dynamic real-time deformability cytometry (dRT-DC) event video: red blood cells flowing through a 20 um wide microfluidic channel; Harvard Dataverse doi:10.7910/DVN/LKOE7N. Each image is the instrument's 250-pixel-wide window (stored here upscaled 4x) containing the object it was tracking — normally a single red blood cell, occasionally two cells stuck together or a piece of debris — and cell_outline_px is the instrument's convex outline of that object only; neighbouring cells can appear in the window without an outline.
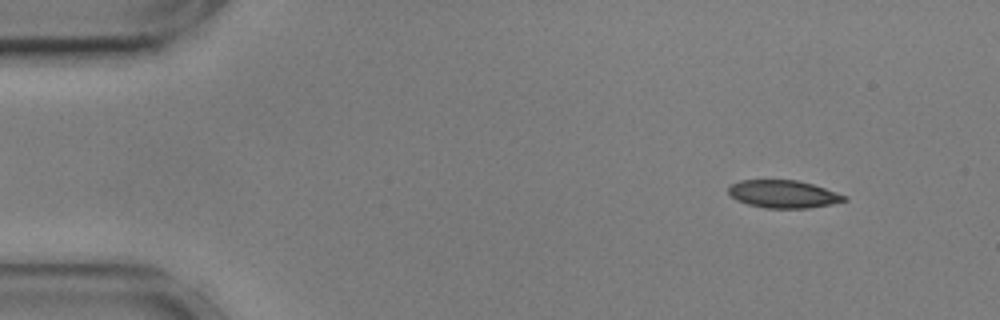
{"species": "common noctule bat (a hibernating species)", "species_latin": "Nyctalus noctula", "temperature_condition": "cold", "stored_images_in_passage": 55, "camera_frame_rate_fps": 3000, "um_per_image_px": 0.085, "animal": {"sex": "male", "body_mass_g": 17.9, "forearm_length_mm": 54.2}, "frame": {"image": 1, "passage_image": 5, "time_ms": 1.333, "image_size_px": [1000, 320], "cell_outline_px": [[848, 200], [832, 204], [808, 208], [764, 208], [748, 204], [736, 200], [728, 192], [728, 188], [732, 184], [740, 180], [796, 180], [812, 184], [848, 196]], "centroid_in_image_um": [66.6, 16.5], "position_along_channel_um": 18.4, "area_um2": 18.67}}
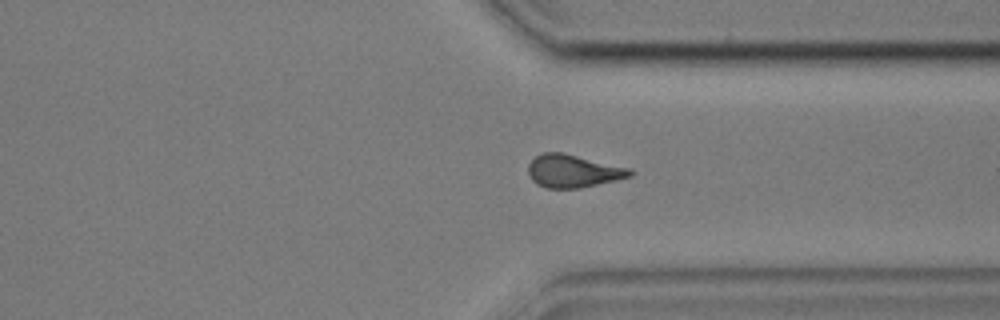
{"frame": {"image": 2, "passage_image": 41, "time_ms": 13.333, "image_size_px": [1000, 320], "cell_outline_px": [[636, 172], [632, 176], [616, 180], [580, 188], [544, 188], [536, 184], [528, 176], [528, 164], [540, 152], [564, 152], [632, 168]], "centroid_in_image_um": [48.73, 14.53], "position_along_channel_um": 362.7, "area_um2": 19.94}}
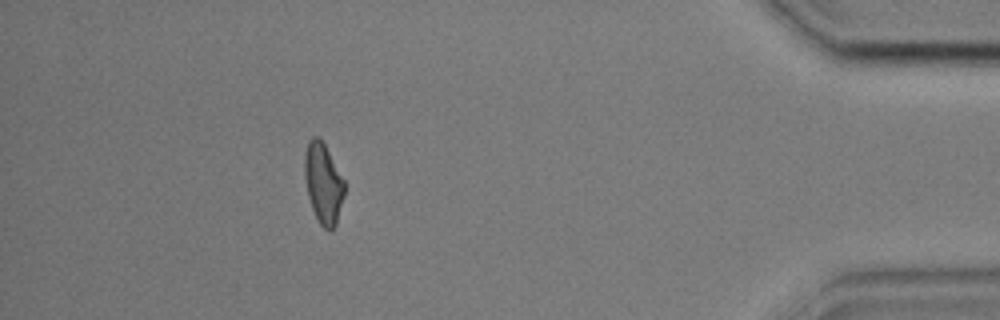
{"frame": {"image": 3, "passage_image": 49, "time_ms": 16.0, "image_size_px": [1000, 320], "cell_outline_px": [[344, 196], [336, 224], [332, 232], [328, 232], [320, 224], [312, 208], [308, 196], [304, 176], [304, 156], [308, 140], [312, 136], [320, 136], [344, 180]], "centroid_in_image_um": [27.47, 15.58], "position_along_channel_um": 407.7, "area_um2": 18.79}, "authors_computed_cell_mechanics": {"area_um2": 19.363, "velocity_mm_per_s": 3.599, "shape_relaxation_time_tau1_ms": null, "shape_relaxation_time_tau2_ms": 3.4926, "deformation_change_tau1": null, "deformation_change_tau2": 0.1042}}